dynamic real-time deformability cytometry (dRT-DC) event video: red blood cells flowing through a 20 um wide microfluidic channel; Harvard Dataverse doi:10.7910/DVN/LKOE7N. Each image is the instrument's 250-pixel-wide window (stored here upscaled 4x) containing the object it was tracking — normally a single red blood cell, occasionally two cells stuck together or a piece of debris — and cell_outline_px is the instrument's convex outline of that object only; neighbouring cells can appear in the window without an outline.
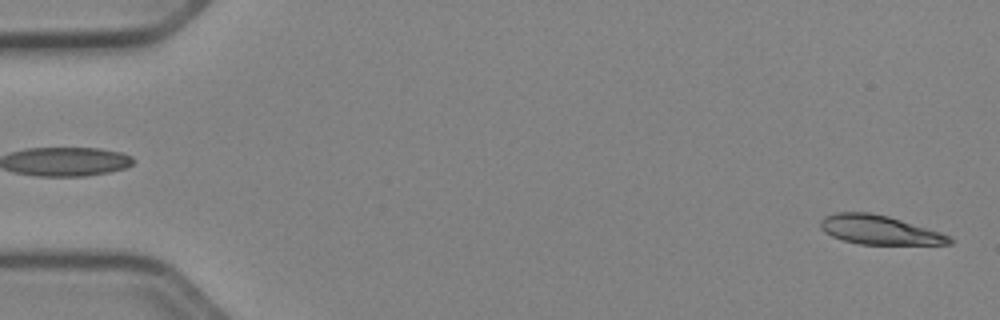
{"species": "Egyptian fruit bat (a non-hibernating species)", "species_latin": "Rousettus aegyptiacus", "temperature_condition": "cold", "stored_images_in_passage": 51, "camera_frame_rate_fps": 3000, "um_per_image_px": 0.085, "animal": {"sex": "female"}, "frame": {"image": 1, "passage_image": 1, "time_ms": 0.0, "image_size_px": [1000, 320], "cell_outline_px": [[956, 240], [952, 244], [860, 244], [844, 240], [832, 236], [824, 232], [820, 228], [820, 220], [824, 216], [836, 212], [868, 212], [888, 216], [940, 232]], "centroid_in_image_um": [74.72, 19.54], "position_along_channel_um": 10.3, "area_um2": 21.73}}
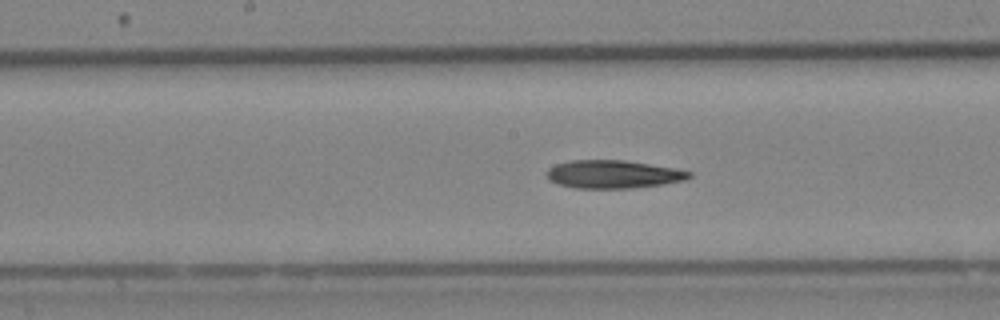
{"frame": {"image": 2, "passage_image": 26, "time_ms": 8.333, "image_size_px": [1000, 320], "cell_outline_px": [[692, 176], [684, 180], [664, 184], [632, 188], [576, 188], [560, 184], [548, 180], [544, 172], [548, 168], [556, 164], [572, 160], [624, 160], [672, 168], [692, 172]], "centroid_in_image_um": [52.07, 14.81], "position_along_channel_um": 196.1, "area_um2": 23.24}}
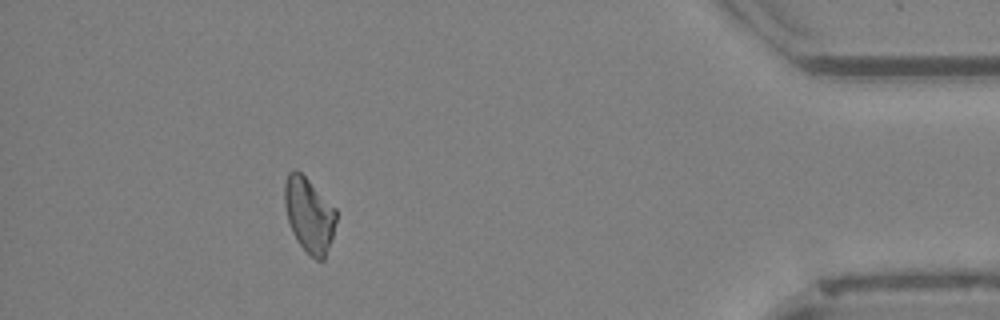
{"frame": {"image": 3, "passage_image": 46, "time_ms": 15.0, "image_size_px": [1000, 320], "cell_outline_px": [[336, 220], [332, 236], [324, 260], [316, 260], [300, 244], [292, 232], [288, 220], [284, 204], [284, 184], [288, 172], [292, 168], [296, 168], [336, 208]], "centroid_in_image_um": [26.25, 18.22], "position_along_channel_um": 408.9, "area_um2": 22.25}, "authors_computed_cell_mechanics": {"area_um2": 23.1778, "velocity_mm_per_s": 3.9532, "shape_relaxation_time_tau1_ms": 9.3397, "shape_relaxation_time_tau2_ms": null, "deformation_change_tau1": 0.1964, "deformation_change_tau2": null}}